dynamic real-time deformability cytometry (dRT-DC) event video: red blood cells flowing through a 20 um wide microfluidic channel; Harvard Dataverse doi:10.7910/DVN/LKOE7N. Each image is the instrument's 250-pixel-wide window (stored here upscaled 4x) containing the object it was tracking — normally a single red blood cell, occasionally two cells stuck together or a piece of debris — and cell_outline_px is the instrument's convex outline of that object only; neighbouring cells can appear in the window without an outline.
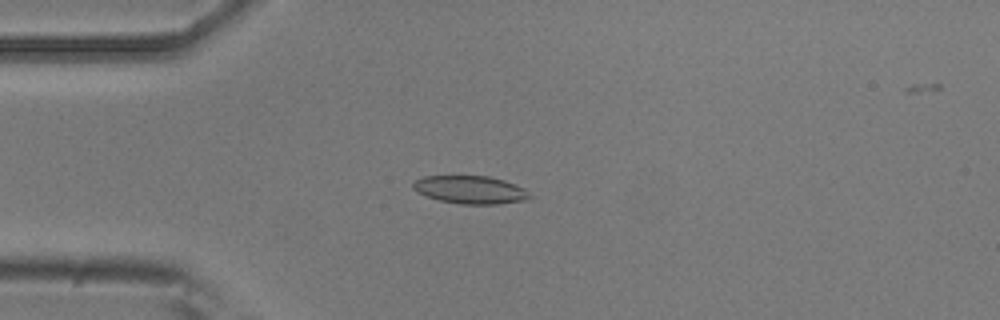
{"species": "common noctule bat (a hibernating species)", "species_latin": "Nyctalus noctula", "temperature_condition": "room temperature", "stored_images_in_passage": 3, "camera_frame_rate_fps": 3000, "um_per_image_px": 0.085, "animal": {"sex": "male", "body_mass_g": 20.5, "forearm_length_mm": 52.5}, "frame": {"image": 1, "passage_image": 2, "time_ms": 0.333, "image_size_px": [1000, 320], "cell_outline_px": [[532, 200], [496, 204], [460, 204], [440, 200], [416, 192], [412, 188], [412, 184], [416, 180], [424, 176], [488, 176], [504, 180], [516, 184], [524, 188], [532, 196]], "centroid_in_image_um": [40.03, 16.13], "position_along_channel_um": 45.0, "area_um2": 19.13}}